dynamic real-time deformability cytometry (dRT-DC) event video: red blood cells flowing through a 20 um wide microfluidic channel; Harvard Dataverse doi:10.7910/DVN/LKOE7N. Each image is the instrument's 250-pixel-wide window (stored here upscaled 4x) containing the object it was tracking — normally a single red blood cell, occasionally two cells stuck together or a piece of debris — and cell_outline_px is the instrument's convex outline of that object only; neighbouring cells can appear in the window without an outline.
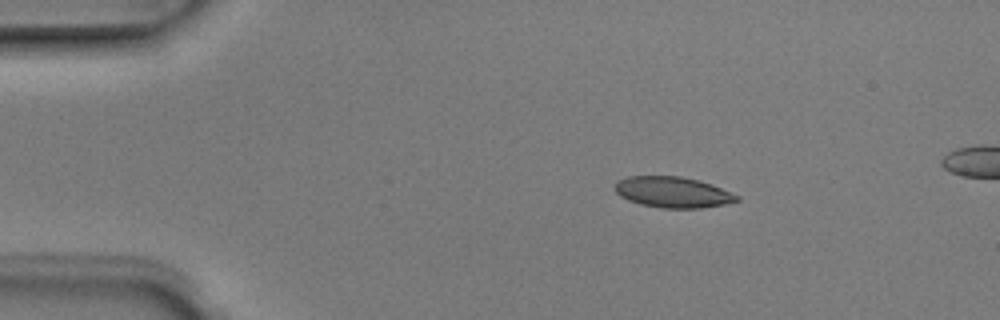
{"species": "Egyptian fruit bat (a non-hibernating species)", "species_latin": "Rousettus aegyptiacus", "temperature_condition": "room temperature", "stored_images_in_passage": 4, "segment_of_instrument_passage": [1, 2], "camera_frame_rate_fps": 3000, "um_per_image_px": 0.085, "animal": {"sex": "male"}, "frame": {"image": 1, "passage_image": 2, "time_ms": 0.333, "image_size_px": [1000, 320], "cell_outline_px": [[740, 200], [724, 204], [700, 208], [664, 208], [640, 204], [628, 200], [620, 196], [612, 188], [616, 180], [628, 176], [680, 176], [712, 184], [740, 196]], "centroid_in_image_um": [57.14, 16.33], "position_along_channel_um": 27.9, "area_um2": 22.02}}